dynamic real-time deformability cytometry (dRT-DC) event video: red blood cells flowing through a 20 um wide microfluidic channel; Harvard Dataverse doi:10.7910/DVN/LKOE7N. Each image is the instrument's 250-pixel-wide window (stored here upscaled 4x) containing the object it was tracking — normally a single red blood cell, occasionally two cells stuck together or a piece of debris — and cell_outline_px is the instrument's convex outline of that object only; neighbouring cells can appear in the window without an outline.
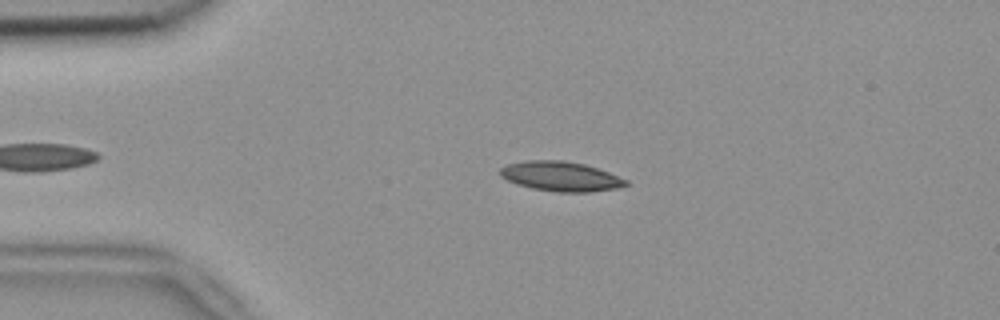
{"species": "common noctule bat (a hibernating species)", "species_latin": "Nyctalus noctula", "temperature_condition": "room temperature", "stored_images_in_passage": 43, "camera_frame_rate_fps": 3000, "um_per_image_px": 0.085, "animal": {"sex": "female", "body_mass_g": 18.4}, "frame": {"image": 1, "passage_image": 7, "time_ms": 2.0, "image_size_px": [1000, 320], "cell_outline_px": [[628, 184], [616, 188], [588, 192], [560, 192], [532, 188], [516, 184], [500, 176], [500, 168], [508, 164], [524, 160], [564, 160], [584, 164], [608, 172], [628, 180]], "centroid_in_image_um": [47.64, 14.98], "position_along_channel_um": 37.4, "area_um2": 21.62}}
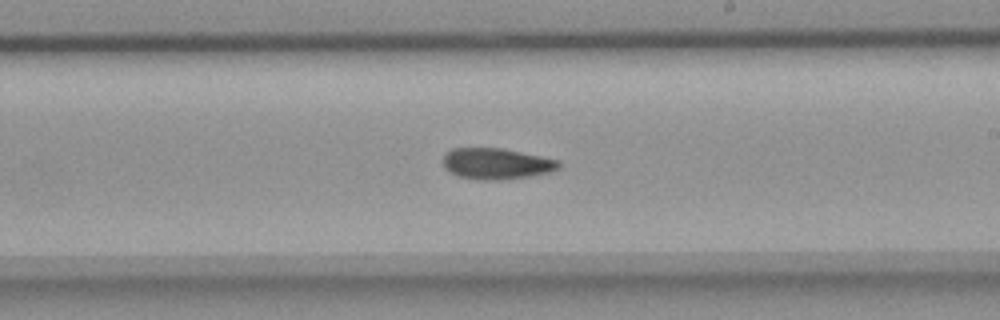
{"frame": {"image": 2, "passage_image": 26, "time_ms": 8.333, "image_size_px": [1000, 320], "cell_outline_px": [[560, 168], [552, 172], [528, 176], [500, 180], [480, 180], [456, 176], [444, 168], [444, 156], [452, 148], [500, 148], [560, 160]], "centroid_in_image_um": [42.2, 13.92], "position_along_channel_um": 246.8, "area_um2": 20.92}}
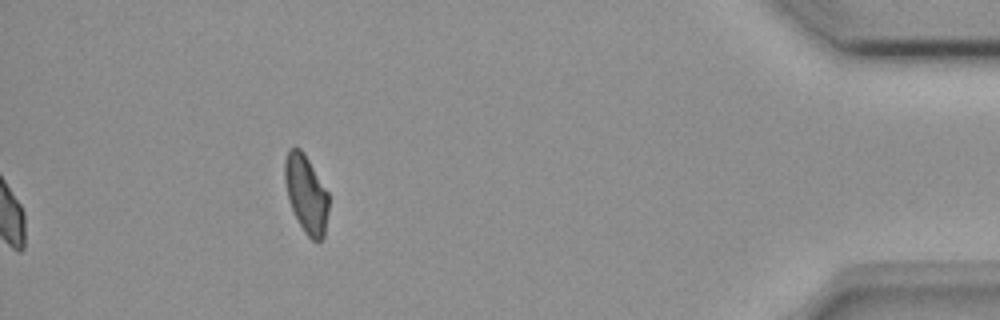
{"frame": {"image": 3, "passage_image": 43, "time_ms": 14.0, "image_size_px": [1000, 320], "cell_outline_px": [[328, 212], [324, 236], [320, 240], [312, 240], [304, 232], [288, 200], [284, 180], [284, 160], [288, 148], [300, 148], [304, 152], [328, 192]], "centroid_in_image_um": [26.01, 16.45], "position_along_channel_um": 409.2, "area_um2": 19.88}, "authors_computed_cell_mechanics": {"area_um2": 21.0392, "velocity_mm_per_s": 3.8391, "shape_relaxation_time_tau1_ms": null, "shape_relaxation_time_tau2_ms": 7.0589, "deformation_change_tau1": null, "deformation_change_tau2": 0.1239}}